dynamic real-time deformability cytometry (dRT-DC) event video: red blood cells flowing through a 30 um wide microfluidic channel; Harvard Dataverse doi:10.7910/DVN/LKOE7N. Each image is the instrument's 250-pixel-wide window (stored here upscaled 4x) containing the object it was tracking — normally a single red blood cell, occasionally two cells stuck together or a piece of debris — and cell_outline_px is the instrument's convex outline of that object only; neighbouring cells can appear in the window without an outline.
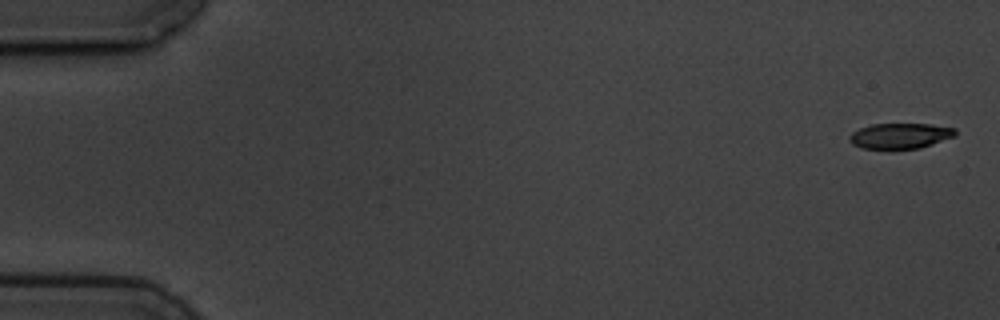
{"species": "common noctule bat (a hibernating species)", "species_latin": "Nyctalus noctula", "temperature_condition": "cold", "stored_images_in_passage": 8, "camera_frame_rate_fps": 3000, "um_per_image_px": 0.085, "animal": {"sex": "male", "body_mass_g": 19.5, "forearm_length_mm": 54.6}, "frame": {"image": 1, "passage_image": 1, "time_ms": 0.0, "image_size_px": [1000, 320], "cell_outline_px": [[956, 136], [920, 148], [860, 148], [852, 144], [848, 140], [848, 136], [852, 132], [860, 128], [872, 124], [932, 124], [956, 128]], "centroid_in_image_um": [76.51, 11.53], "position_along_channel_um": 8.5, "area_um2": 15.72}}
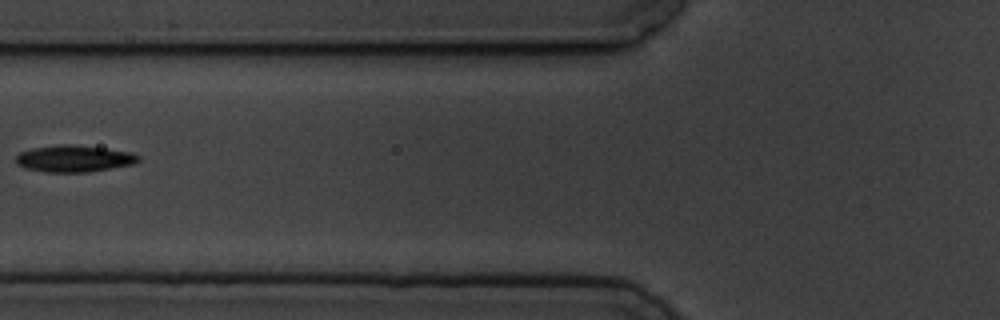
{"frame": {"image": 2, "passage_image": 7, "time_ms": 7.0, "image_size_px": [1000, 320], "cell_outline_px": [[140, 160], [132, 164], [112, 168], [88, 172], [44, 172], [24, 168], [16, 164], [16, 156], [20, 152], [32, 148], [56, 144], [72, 144], [104, 148], [132, 152], [140, 156]], "centroid_in_image_um": [6.27, 13.48], "position_along_channel_um": 119.5, "area_um2": 19.25}}
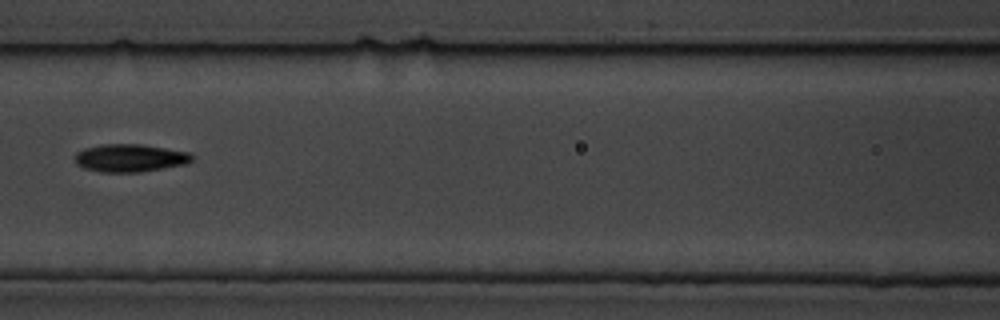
{"frame": {"image": 3, "passage_image": 8, "time_ms": 8.0, "image_size_px": [1000, 320], "cell_outline_px": [[196, 156], [188, 164], [140, 172], [100, 172], [84, 168], [76, 164], [76, 152], [84, 148], [100, 144], [140, 144], [192, 152]], "centroid_in_image_um": [11.1, 13.42], "position_along_channel_um": 155.5, "area_um2": 19.25}}